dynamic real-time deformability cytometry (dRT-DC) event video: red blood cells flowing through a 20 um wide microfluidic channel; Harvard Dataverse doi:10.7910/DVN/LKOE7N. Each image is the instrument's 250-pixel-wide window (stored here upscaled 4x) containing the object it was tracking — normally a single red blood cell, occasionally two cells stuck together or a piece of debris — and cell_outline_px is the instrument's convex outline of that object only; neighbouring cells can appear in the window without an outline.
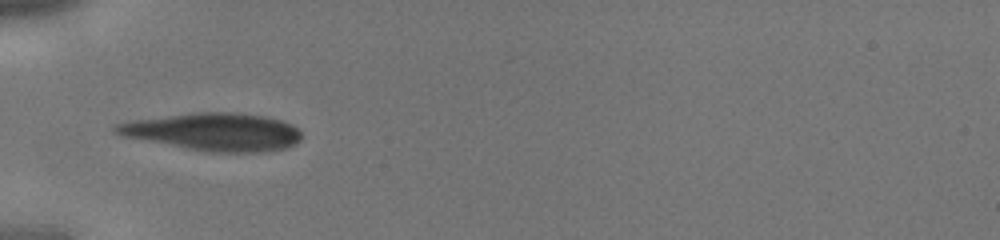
{"species": "human", "species_latin": "Homo sapiens", "temperature_condition": "cold", "stored_images_in_passage": 6, "camera_frame_rate_fps": 3000, "um_per_image_px": 0.085, "donor": {"sex": "male"}, "frame": {"image": 1, "passage_image": 1, "time_ms": 0.0, "image_size_px": [1000, 240], "cell_outline_px": [[300, 140], [296, 144], [284, 148], [264, 152], [208, 152], [120, 136], [112, 132], [112, 128], [116, 124], [128, 120], [196, 112], [232, 112], [264, 116], [284, 120], [292, 124], [300, 132]], "centroid_in_image_um": [18.13, 11.2], "position_along_channel_um": 66.9, "area_um2": 41.04}}
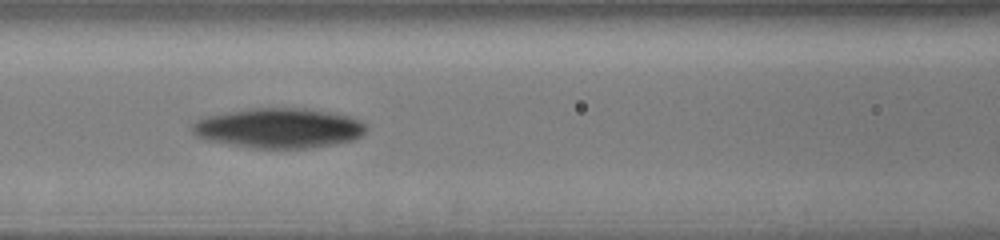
{"frame": {"image": 2, "passage_image": 5, "time_ms": 1.333, "image_size_px": [1000, 240], "cell_outline_px": [[368, 128], [356, 140], [308, 148], [256, 148], [208, 140], [196, 136], [192, 132], [192, 124], [196, 120], [208, 116], [224, 112], [248, 108], [308, 108], [348, 116], [360, 120]], "centroid_in_image_um": [23.71, 10.88], "position_along_channel_um": 142.9, "area_um2": 40.34}}
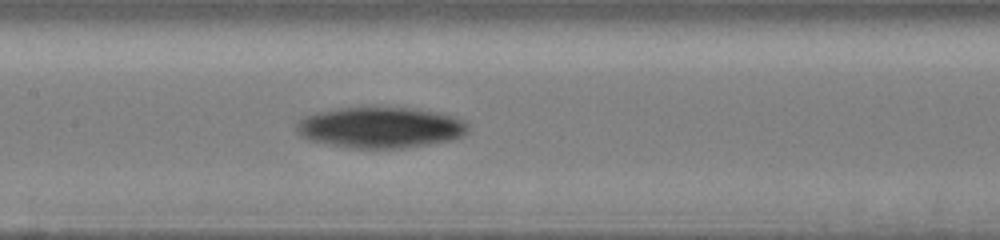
{"frame": {"image": 3, "passage_image": 6, "time_ms": 1.667, "image_size_px": [1000, 240], "cell_outline_px": [[468, 132], [464, 136], [452, 140], [404, 148], [348, 148], [308, 140], [300, 136], [296, 132], [296, 124], [304, 116], [316, 112], [340, 108], [372, 104], [420, 108], [440, 112], [464, 120], [468, 124]], "centroid_in_image_um": [32.34, 10.79], "position_along_channel_um": 175.1, "area_um2": 42.43}}